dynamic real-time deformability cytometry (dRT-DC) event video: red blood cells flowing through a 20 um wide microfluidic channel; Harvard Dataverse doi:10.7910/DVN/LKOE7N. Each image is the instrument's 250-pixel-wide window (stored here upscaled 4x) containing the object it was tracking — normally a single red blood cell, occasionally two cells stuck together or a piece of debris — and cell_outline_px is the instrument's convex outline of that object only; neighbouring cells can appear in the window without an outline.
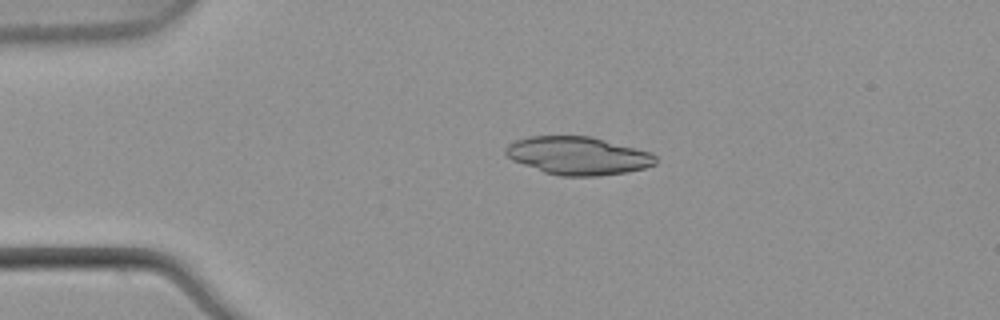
{"species": "common noctule bat (a hibernating species)", "species_latin": "Nyctalus noctula", "temperature_condition": "warm", "stored_images_in_passage": 4, "camera_frame_rate_fps": 3000, "um_per_image_px": 0.085, "animal": {"sex": "male", "body_mass_g": 21.5, "forearm_length_mm": 52.0}, "frame": {"image": 1, "passage_image": 3, "time_ms": 0.667, "image_size_px": [1000, 320], "cell_outline_px": [[656, 164], [644, 168], [628, 172], [596, 176], [560, 176], [544, 172], [512, 160], [504, 152], [504, 148], [508, 144], [516, 140], [528, 136], [592, 136], [652, 152], [656, 156]], "centroid_in_image_um": [49.14, 13.23], "position_along_channel_um": 35.9, "area_um2": 33.41}}